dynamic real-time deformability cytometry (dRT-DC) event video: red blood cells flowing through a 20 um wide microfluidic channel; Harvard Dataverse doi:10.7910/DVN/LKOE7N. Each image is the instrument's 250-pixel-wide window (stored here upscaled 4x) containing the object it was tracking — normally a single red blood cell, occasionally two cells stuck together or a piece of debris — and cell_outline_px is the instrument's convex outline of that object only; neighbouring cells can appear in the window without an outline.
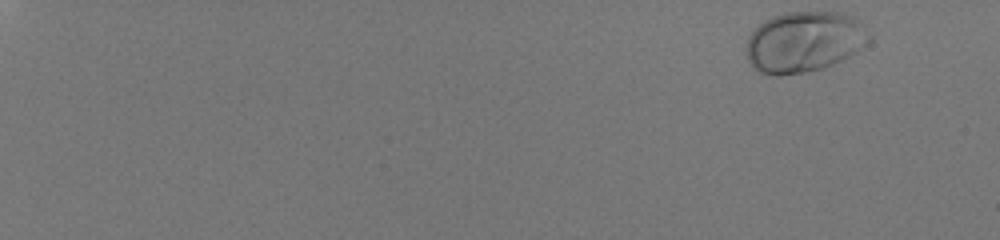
{"species": "human", "species_latin": "Homo sapiens", "temperature_condition": "room temperature", "stored_images_in_passage": 53, "camera_frame_rate_fps": 3000, "um_per_image_px": 0.085, "donor": {"sex": "male"}, "frame": {"image": 1, "passage_image": 1, "time_ms": 0.0, "image_size_px": [1000, 240], "cell_outline_px": [[872, 40], [868, 44], [856, 52], [832, 64], [820, 68], [804, 72], [780, 76], [776, 76], [760, 72], [752, 68], [748, 60], [748, 36], [764, 20], [772, 16], [788, 12], [840, 12], [852, 16], [860, 20], [872, 36]], "centroid_in_image_um": [68.39, 3.54], "position_along_channel_um": 16.6, "area_um2": 43.64}}
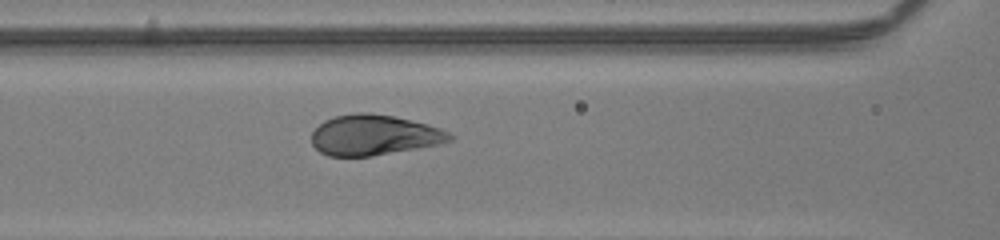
{"frame": {"image": 2, "passage_image": 27, "time_ms": 8.667, "image_size_px": [1000, 240], "cell_outline_px": [[456, 136], [452, 140], [440, 144], [372, 156], [328, 156], [320, 152], [312, 144], [312, 132], [324, 120], [332, 116], [356, 112], [368, 112], [392, 116], [428, 124], [440, 128]], "centroid_in_image_um": [31.79, 11.47], "position_along_channel_um": 134.8, "area_um2": 32.66}}
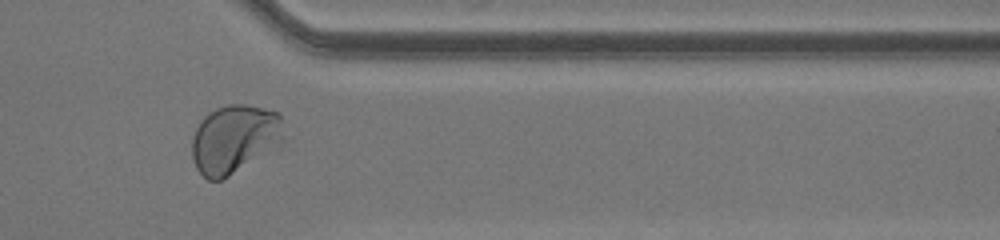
{"frame": {"image": 3, "passage_image": 46, "time_ms": 15.0, "image_size_px": [1000, 240], "cell_outline_px": [[284, 140], [280, 148], [228, 176], [220, 180], [208, 180], [196, 168], [192, 160], [192, 136], [200, 120], [208, 112], [216, 108], [228, 104], [244, 104], [280, 112], [284, 136]], "centroid_in_image_um": [19.96, 11.82], "position_along_channel_um": 391.4, "area_um2": 37.4}, "authors_computed_cell_mechanics": {"area_um2": 35.3158, "velocity_mm_per_s": 4.0707, "shape_relaxation_time_tau1_ms": 1.939, "shape_relaxation_time_tau2_ms": null, "deformation_change_tau1": 0.1479, "deformation_change_tau2": null}}